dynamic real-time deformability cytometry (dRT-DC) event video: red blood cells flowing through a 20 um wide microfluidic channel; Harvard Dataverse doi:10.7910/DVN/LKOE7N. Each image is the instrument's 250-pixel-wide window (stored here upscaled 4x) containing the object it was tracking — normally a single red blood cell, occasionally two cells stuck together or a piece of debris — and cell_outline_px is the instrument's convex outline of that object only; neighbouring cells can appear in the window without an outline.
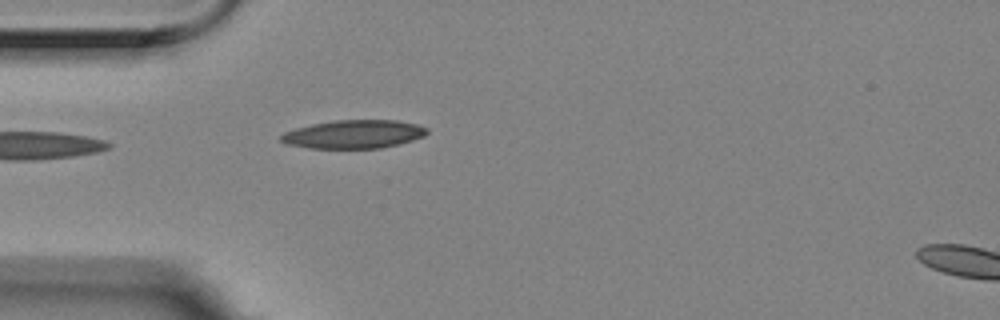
{"species": "Egyptian fruit bat (a non-hibernating species)", "species_latin": "Rousettus aegyptiacus", "temperature_condition": "room temperature", "stored_images_in_passage": 5, "segment_of_instrument_passage": [1, 2], "camera_frame_rate_fps": 3000, "um_per_image_px": 0.085, "animal": {"sex": "female"}, "frame": {"image": 1, "passage_image": 4, "time_ms": 1.0, "image_size_px": [1000, 320], "cell_outline_px": [[428, 132], [424, 136], [412, 140], [380, 148], [308, 148], [284, 144], [280, 140], [280, 136], [284, 132], [296, 128], [312, 124], [332, 120], [396, 120], [416, 124], [428, 128]], "centroid_in_image_um": [30.03, 11.4], "position_along_channel_um": 55.0, "area_um2": 24.16}}